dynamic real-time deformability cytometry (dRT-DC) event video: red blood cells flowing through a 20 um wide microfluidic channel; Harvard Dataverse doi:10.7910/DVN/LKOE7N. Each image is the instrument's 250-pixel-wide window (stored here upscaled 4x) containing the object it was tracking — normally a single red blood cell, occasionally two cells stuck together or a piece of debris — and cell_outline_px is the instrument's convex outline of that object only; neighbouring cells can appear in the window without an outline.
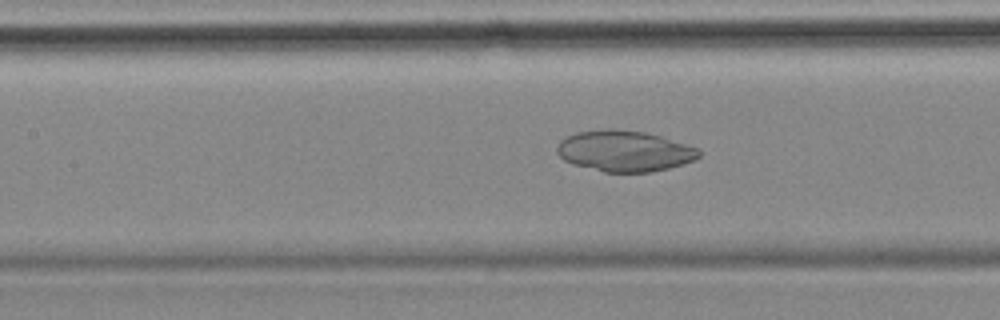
{"species": "common noctule bat (a hibernating species)", "species_latin": "Nyctalus noctula", "temperature_condition": "cold", "stored_images_in_passage": 48, "camera_frame_rate_fps": 3000, "um_per_image_px": 0.085, "animal": {"sex": "female", "body_mass_g": 18.4}, "frame": {"image": 1, "passage_image": 16, "time_ms": 5.0, "image_size_px": [1000, 320], "cell_outline_px": [[700, 156], [692, 160], [668, 168], [652, 172], [604, 172], [572, 164], [564, 160], [556, 152], [556, 148], [560, 140], [576, 132], [604, 128], [608, 128], [644, 132], [660, 136], [700, 148]], "centroid_in_image_um": [53.05, 12.83], "position_along_channel_um": 154.4, "area_um2": 33.87}}
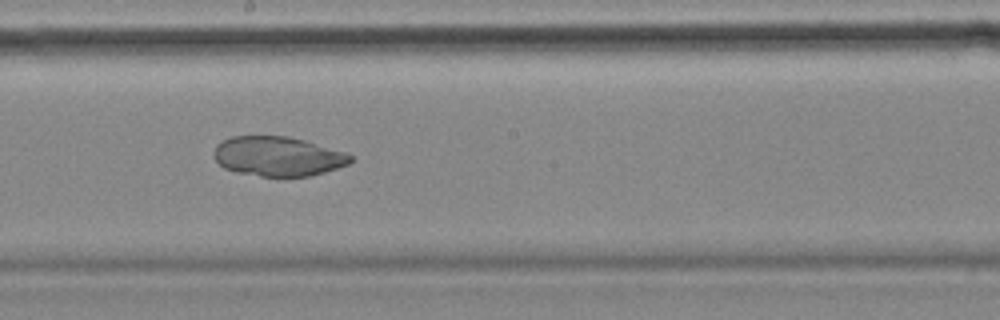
{"frame": {"image": 2, "passage_image": 22, "time_ms": 7.0, "image_size_px": [1000, 320], "cell_outline_px": [[352, 160], [348, 164], [312, 176], [260, 176], [236, 172], [224, 168], [216, 160], [216, 144], [232, 136], [288, 136], [304, 140], [348, 152], [352, 156]], "centroid_in_image_um": [23.66, 13.28], "position_along_channel_um": 224.5, "area_um2": 31.39}}
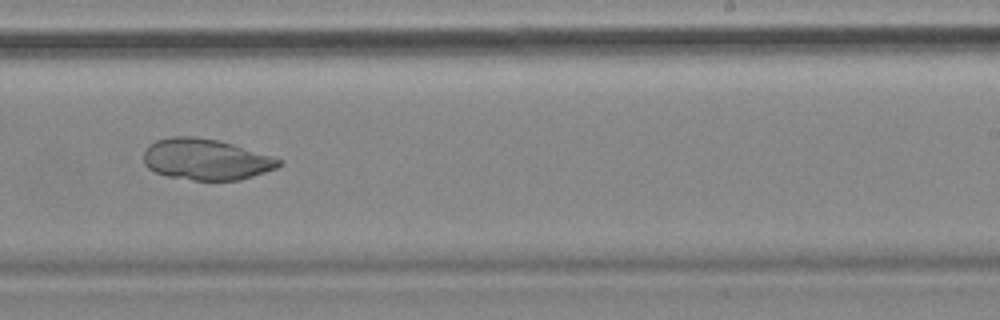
{"frame": {"image": 3, "passage_image": 26, "time_ms": 8.333, "image_size_px": [1000, 320], "cell_outline_px": [[284, 160], [276, 168], [240, 180], [192, 180], [168, 176], [156, 172], [148, 168], [144, 164], [144, 152], [148, 144], [156, 140], [172, 136], [192, 136], [220, 140], [272, 156]], "centroid_in_image_um": [17.48, 13.54], "position_along_channel_um": 271.5, "area_um2": 32.43}}